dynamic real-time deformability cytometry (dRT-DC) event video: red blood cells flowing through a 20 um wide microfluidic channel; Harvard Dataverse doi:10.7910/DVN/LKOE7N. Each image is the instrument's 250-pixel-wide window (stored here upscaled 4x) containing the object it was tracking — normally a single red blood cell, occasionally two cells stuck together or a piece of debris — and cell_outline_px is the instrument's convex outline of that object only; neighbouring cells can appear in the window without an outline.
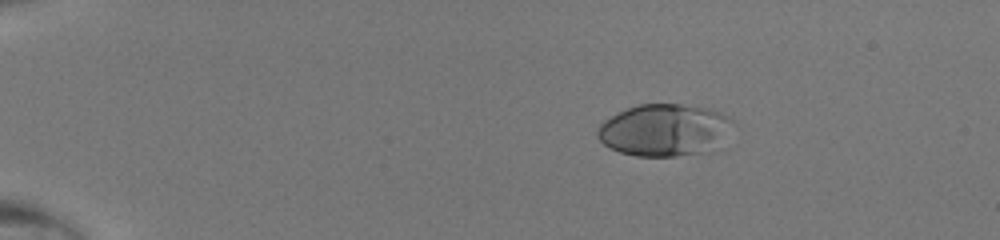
{"species": "human", "species_latin": "Homo sapiens", "temperature_condition": "room temperature", "stored_images_in_passage": 40, "camera_frame_rate_fps": 3000, "um_per_image_px": 0.085, "donor": {"sex": "male"}, "frame": {"image": 1, "passage_image": 1, "time_ms": 0.0, "image_size_px": [1000, 240], "cell_outline_px": [[736, 124], [716, 148], [708, 152], [676, 156], [636, 156], [620, 152], [608, 148], [596, 136], [596, 128], [604, 120], [628, 108], [640, 104], [680, 104], [708, 108], [720, 112], [728, 116]], "centroid_in_image_um": [56.5, 11.06], "position_along_channel_um": 28.5, "area_um2": 41.44}}
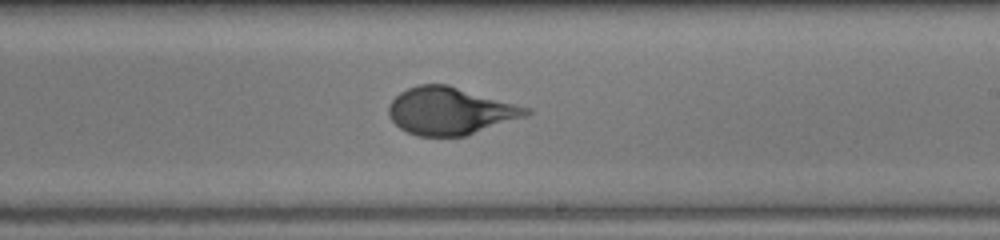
{"frame": {"image": 2, "passage_image": 23, "time_ms": 7.333, "image_size_px": [1000, 240], "cell_outline_px": [[532, 112], [528, 116], [464, 136], [416, 136], [400, 128], [388, 116], [388, 104], [400, 92], [416, 84], [448, 84], [532, 108]], "centroid_in_image_um": [38.28, 9.42], "position_along_channel_um": 250.7, "area_um2": 38.21}}
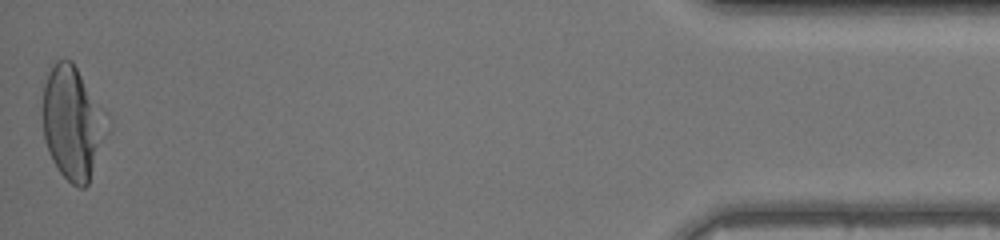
{"frame": {"image": 3, "passage_image": 40, "time_ms": 13.0, "image_size_px": [1000, 240], "cell_outline_px": [[96, 144], [88, 184], [84, 188], [80, 188], [72, 184], [60, 172], [52, 160], [48, 152], [44, 140], [44, 84], [48, 72], [52, 64], [56, 60], [72, 60], [80, 76], [92, 112]], "centroid_in_image_um": [5.84, 10.47], "position_along_channel_um": 429.4, "area_um2": 36.07}}